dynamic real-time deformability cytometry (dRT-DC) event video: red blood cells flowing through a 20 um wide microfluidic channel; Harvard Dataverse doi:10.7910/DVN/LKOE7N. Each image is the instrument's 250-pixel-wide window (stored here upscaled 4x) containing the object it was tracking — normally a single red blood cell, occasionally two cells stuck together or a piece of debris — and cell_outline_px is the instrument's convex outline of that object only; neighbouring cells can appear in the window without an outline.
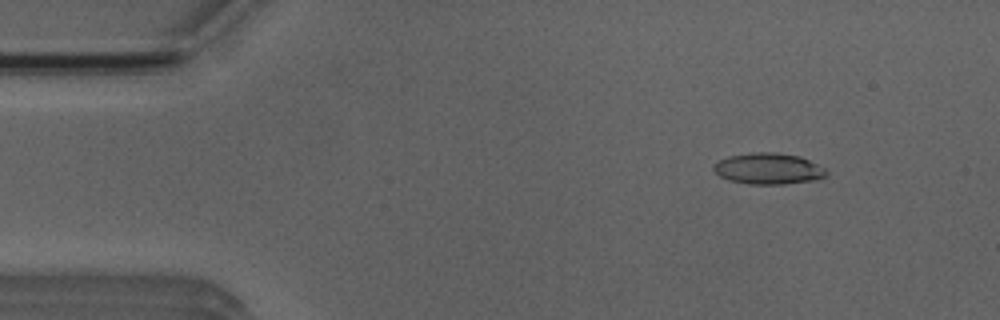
{"species": "Egyptian fruit bat (a non-hibernating species)", "species_latin": "Rousettus aegyptiacus", "temperature_condition": "room temperature", "stored_images_in_passage": 4, "camera_frame_rate_fps": 3000, "um_per_image_px": 0.085, "animal": {"sex": "male"}, "frame": {"image": 1, "passage_image": 1, "time_ms": 0.0, "image_size_px": [1000, 320], "cell_outline_px": [[828, 172], [824, 176], [816, 180], [784, 184], [748, 184], [728, 180], [720, 176], [712, 168], [720, 160], [728, 156], [756, 152], [772, 152], [800, 156], [824, 168]], "centroid_in_image_um": [65.31, 14.34], "position_along_channel_um": 19.7, "area_um2": 20.29}}